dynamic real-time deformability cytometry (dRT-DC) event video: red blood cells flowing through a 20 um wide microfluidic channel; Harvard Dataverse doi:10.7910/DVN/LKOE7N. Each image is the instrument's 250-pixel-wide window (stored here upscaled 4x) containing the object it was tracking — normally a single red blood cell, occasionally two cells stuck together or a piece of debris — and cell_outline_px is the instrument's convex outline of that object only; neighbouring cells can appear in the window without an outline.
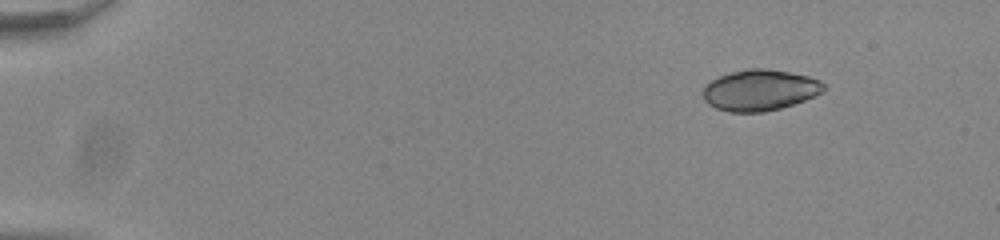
{"species": "common noctule bat (a hibernating species)", "species_latin": "Nyctalus noctula", "temperature_condition": "room temperature", "stored_images_in_passage": 49, "camera_frame_rate_fps": 3000, "um_per_image_px": 0.085, "animal": {"sex": "male", "body_mass_g": 20.0, "forearm_length_mm": 53.3}, "frame": {"image": 1, "passage_image": 1, "time_ms": 0.0, "image_size_px": [1000, 240], "cell_outline_px": [[824, 92], [816, 96], [780, 108], [764, 112], [728, 112], [716, 108], [708, 104], [704, 100], [700, 92], [704, 84], [720, 76], [732, 72], [748, 68], [764, 68], [788, 72], [808, 76], [820, 80], [824, 84]], "centroid_in_image_um": [64.55, 7.67], "position_along_channel_um": 20.5, "area_um2": 29.07}}